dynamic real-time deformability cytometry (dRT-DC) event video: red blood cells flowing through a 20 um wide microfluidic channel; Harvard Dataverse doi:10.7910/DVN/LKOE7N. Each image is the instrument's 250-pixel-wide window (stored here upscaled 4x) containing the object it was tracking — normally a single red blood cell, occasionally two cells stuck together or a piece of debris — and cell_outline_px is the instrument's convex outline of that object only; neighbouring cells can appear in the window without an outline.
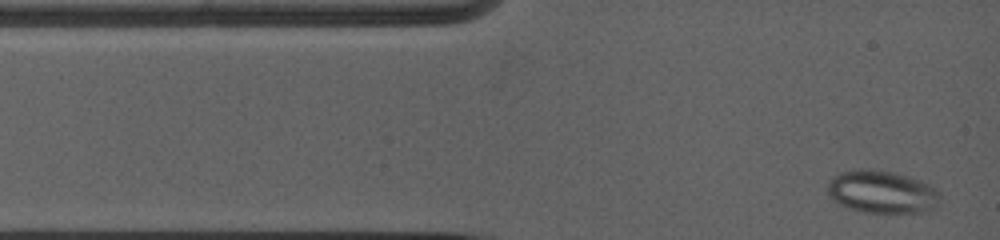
{"species": "common noctule bat (a hibernating species)", "species_latin": "Nyctalus noctula", "temperature_condition": "warm", "stored_images_in_passage": 4, "camera_frame_rate_fps": 5000, "um_per_image_px": 0.085, "animal": {"sex": "female", "body_mass_g": 19.0, "forearm_length_mm": 53.3}, "frame": {"image": 1, "passage_image": 1, "time_ms": 0.0, "image_size_px": [1000, 240], "cell_outline_px": [[940, 204], [928, 212], [864, 212], [844, 208], [836, 204], [828, 196], [828, 180], [832, 176], [840, 172], [860, 168], [868, 168], [896, 172], [912, 176], [932, 184], [940, 192]], "centroid_in_image_um": [74.97, 16.3], "position_along_channel_um": 10.0, "area_um2": 29.02}}